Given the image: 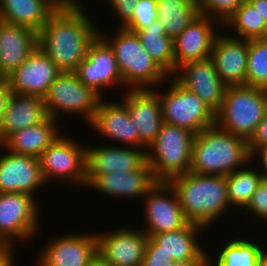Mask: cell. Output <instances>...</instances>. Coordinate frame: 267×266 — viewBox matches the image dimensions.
Listing matches in <instances>:
<instances>
[{"mask_svg":"<svg viewBox=\"0 0 267 266\" xmlns=\"http://www.w3.org/2000/svg\"><path fill=\"white\" fill-rule=\"evenodd\" d=\"M80 2L60 0V7L38 33V47L61 72H74L99 34Z\"/></svg>","mask_w":267,"mask_h":266,"instance_id":"6da1fadb","label":"cell"},{"mask_svg":"<svg viewBox=\"0 0 267 266\" xmlns=\"http://www.w3.org/2000/svg\"><path fill=\"white\" fill-rule=\"evenodd\" d=\"M169 183L190 223L208 228L230 207L226 176L187 172L172 178Z\"/></svg>","mask_w":267,"mask_h":266,"instance_id":"7a4b0ae2","label":"cell"},{"mask_svg":"<svg viewBox=\"0 0 267 266\" xmlns=\"http://www.w3.org/2000/svg\"><path fill=\"white\" fill-rule=\"evenodd\" d=\"M250 161L248 141L215 124L194 136L189 172L227 176Z\"/></svg>","mask_w":267,"mask_h":266,"instance_id":"3957f363","label":"cell"},{"mask_svg":"<svg viewBox=\"0 0 267 266\" xmlns=\"http://www.w3.org/2000/svg\"><path fill=\"white\" fill-rule=\"evenodd\" d=\"M113 36H106L99 30V35L114 51L117 66L128 90L153 89L169 76L152 59L141 45L136 32L119 27ZM155 85V86H154Z\"/></svg>","mask_w":267,"mask_h":266,"instance_id":"277c9868","label":"cell"},{"mask_svg":"<svg viewBox=\"0 0 267 266\" xmlns=\"http://www.w3.org/2000/svg\"><path fill=\"white\" fill-rule=\"evenodd\" d=\"M267 112V90L249 85L227 86L215 124L247 141Z\"/></svg>","mask_w":267,"mask_h":266,"instance_id":"5b68a950","label":"cell"},{"mask_svg":"<svg viewBox=\"0 0 267 266\" xmlns=\"http://www.w3.org/2000/svg\"><path fill=\"white\" fill-rule=\"evenodd\" d=\"M194 136L185 128L163 123L146 151V161L156 181L169 182L189 172Z\"/></svg>","mask_w":267,"mask_h":266,"instance_id":"8992f818","label":"cell"},{"mask_svg":"<svg viewBox=\"0 0 267 266\" xmlns=\"http://www.w3.org/2000/svg\"><path fill=\"white\" fill-rule=\"evenodd\" d=\"M164 93L153 89L160 98L163 121L198 134L215 125V112L196 94L186 90L173 77Z\"/></svg>","mask_w":267,"mask_h":266,"instance_id":"52a82bcc","label":"cell"},{"mask_svg":"<svg viewBox=\"0 0 267 266\" xmlns=\"http://www.w3.org/2000/svg\"><path fill=\"white\" fill-rule=\"evenodd\" d=\"M43 99L48 116L54 120H58L60 113H68L83 115L82 118L90 123L101 97L85 86L73 72H61Z\"/></svg>","mask_w":267,"mask_h":266,"instance_id":"ba28073f","label":"cell"},{"mask_svg":"<svg viewBox=\"0 0 267 266\" xmlns=\"http://www.w3.org/2000/svg\"><path fill=\"white\" fill-rule=\"evenodd\" d=\"M38 159L45 182L55 178L86 187V146L74 139L59 135Z\"/></svg>","mask_w":267,"mask_h":266,"instance_id":"9c48e42d","label":"cell"},{"mask_svg":"<svg viewBox=\"0 0 267 266\" xmlns=\"http://www.w3.org/2000/svg\"><path fill=\"white\" fill-rule=\"evenodd\" d=\"M39 206L25 193H0V239L14 248V240L24 241L39 229ZM15 238V239H14Z\"/></svg>","mask_w":267,"mask_h":266,"instance_id":"30bf717a","label":"cell"},{"mask_svg":"<svg viewBox=\"0 0 267 266\" xmlns=\"http://www.w3.org/2000/svg\"><path fill=\"white\" fill-rule=\"evenodd\" d=\"M144 198L146 218L144 220L147 226L143 231L149 237L153 234L178 230L188 223L178 195L169 182L157 181Z\"/></svg>","mask_w":267,"mask_h":266,"instance_id":"8fae6325","label":"cell"},{"mask_svg":"<svg viewBox=\"0 0 267 266\" xmlns=\"http://www.w3.org/2000/svg\"><path fill=\"white\" fill-rule=\"evenodd\" d=\"M87 87H90L101 98L105 87L123 85V78L119 72L113 49L98 34L90 43L86 58L73 72Z\"/></svg>","mask_w":267,"mask_h":266,"instance_id":"7c38bea8","label":"cell"},{"mask_svg":"<svg viewBox=\"0 0 267 266\" xmlns=\"http://www.w3.org/2000/svg\"><path fill=\"white\" fill-rule=\"evenodd\" d=\"M71 233L51 239L37 266H89L98 256L97 233Z\"/></svg>","mask_w":267,"mask_h":266,"instance_id":"4fadbf2b","label":"cell"},{"mask_svg":"<svg viewBox=\"0 0 267 266\" xmlns=\"http://www.w3.org/2000/svg\"><path fill=\"white\" fill-rule=\"evenodd\" d=\"M98 256L111 266H141L149 236L125 226L112 232L98 233Z\"/></svg>","mask_w":267,"mask_h":266,"instance_id":"5bb4252c","label":"cell"},{"mask_svg":"<svg viewBox=\"0 0 267 266\" xmlns=\"http://www.w3.org/2000/svg\"><path fill=\"white\" fill-rule=\"evenodd\" d=\"M173 78L215 113L221 108L227 86L218 76L211 57L184 63L177 68Z\"/></svg>","mask_w":267,"mask_h":266,"instance_id":"9a60e30c","label":"cell"},{"mask_svg":"<svg viewBox=\"0 0 267 266\" xmlns=\"http://www.w3.org/2000/svg\"><path fill=\"white\" fill-rule=\"evenodd\" d=\"M60 73L55 63L37 47L6 80L12 93L44 98Z\"/></svg>","mask_w":267,"mask_h":266,"instance_id":"2e32d148","label":"cell"},{"mask_svg":"<svg viewBox=\"0 0 267 266\" xmlns=\"http://www.w3.org/2000/svg\"><path fill=\"white\" fill-rule=\"evenodd\" d=\"M123 104L139 133V148L147 147L156 139L164 123L160 98L153 89L127 90Z\"/></svg>","mask_w":267,"mask_h":266,"instance_id":"e0dca14e","label":"cell"},{"mask_svg":"<svg viewBox=\"0 0 267 266\" xmlns=\"http://www.w3.org/2000/svg\"><path fill=\"white\" fill-rule=\"evenodd\" d=\"M210 57L226 86L246 85L248 40L219 32Z\"/></svg>","mask_w":267,"mask_h":266,"instance_id":"ac0fdd59","label":"cell"},{"mask_svg":"<svg viewBox=\"0 0 267 266\" xmlns=\"http://www.w3.org/2000/svg\"><path fill=\"white\" fill-rule=\"evenodd\" d=\"M7 152L0 157V193L18 192L35 197L36 190L46 185L39 159Z\"/></svg>","mask_w":267,"mask_h":266,"instance_id":"d6986e66","label":"cell"},{"mask_svg":"<svg viewBox=\"0 0 267 266\" xmlns=\"http://www.w3.org/2000/svg\"><path fill=\"white\" fill-rule=\"evenodd\" d=\"M86 145V186L99 174L132 171L146 161V151L136 147Z\"/></svg>","mask_w":267,"mask_h":266,"instance_id":"ffe728a7","label":"cell"},{"mask_svg":"<svg viewBox=\"0 0 267 266\" xmlns=\"http://www.w3.org/2000/svg\"><path fill=\"white\" fill-rule=\"evenodd\" d=\"M215 23L219 24L199 15L173 39L175 72L184 63L211 56L214 39L219 33L212 26Z\"/></svg>","mask_w":267,"mask_h":266,"instance_id":"44dd1931","label":"cell"},{"mask_svg":"<svg viewBox=\"0 0 267 266\" xmlns=\"http://www.w3.org/2000/svg\"><path fill=\"white\" fill-rule=\"evenodd\" d=\"M37 47V32L0 20V79L16 71Z\"/></svg>","mask_w":267,"mask_h":266,"instance_id":"7402d4cb","label":"cell"},{"mask_svg":"<svg viewBox=\"0 0 267 266\" xmlns=\"http://www.w3.org/2000/svg\"><path fill=\"white\" fill-rule=\"evenodd\" d=\"M96 132L114 141L125 144V147L139 148V133L131 120L127 107L119 102H105L100 99L93 119L88 123Z\"/></svg>","mask_w":267,"mask_h":266,"instance_id":"603a6c76","label":"cell"},{"mask_svg":"<svg viewBox=\"0 0 267 266\" xmlns=\"http://www.w3.org/2000/svg\"><path fill=\"white\" fill-rule=\"evenodd\" d=\"M156 182L148 162L145 161L136 170L99 174L87 187L111 197L134 198L144 197Z\"/></svg>","mask_w":267,"mask_h":266,"instance_id":"cb8c5ba5","label":"cell"},{"mask_svg":"<svg viewBox=\"0 0 267 266\" xmlns=\"http://www.w3.org/2000/svg\"><path fill=\"white\" fill-rule=\"evenodd\" d=\"M48 117L43 97L11 93L0 121V145L13 133Z\"/></svg>","mask_w":267,"mask_h":266,"instance_id":"d4e9b609","label":"cell"},{"mask_svg":"<svg viewBox=\"0 0 267 266\" xmlns=\"http://www.w3.org/2000/svg\"><path fill=\"white\" fill-rule=\"evenodd\" d=\"M60 5V0H0V20L39 33Z\"/></svg>","mask_w":267,"mask_h":266,"instance_id":"484cf974","label":"cell"},{"mask_svg":"<svg viewBox=\"0 0 267 266\" xmlns=\"http://www.w3.org/2000/svg\"><path fill=\"white\" fill-rule=\"evenodd\" d=\"M206 228L188 222L184 227L169 232L153 234L150 238L174 261H207L208 254L198 243L199 233Z\"/></svg>","mask_w":267,"mask_h":266,"instance_id":"4316f807","label":"cell"},{"mask_svg":"<svg viewBox=\"0 0 267 266\" xmlns=\"http://www.w3.org/2000/svg\"><path fill=\"white\" fill-rule=\"evenodd\" d=\"M55 123L57 120L48 117L42 123L13 133L0 146L6 151L38 158L61 133Z\"/></svg>","mask_w":267,"mask_h":266,"instance_id":"83f0119b","label":"cell"},{"mask_svg":"<svg viewBox=\"0 0 267 266\" xmlns=\"http://www.w3.org/2000/svg\"><path fill=\"white\" fill-rule=\"evenodd\" d=\"M141 45L152 59L169 76L175 74L173 39L166 35L164 26L157 20L152 25L136 32Z\"/></svg>","mask_w":267,"mask_h":266,"instance_id":"f1b7e54d","label":"cell"},{"mask_svg":"<svg viewBox=\"0 0 267 266\" xmlns=\"http://www.w3.org/2000/svg\"><path fill=\"white\" fill-rule=\"evenodd\" d=\"M158 21L168 37H177L197 16V0H156Z\"/></svg>","mask_w":267,"mask_h":266,"instance_id":"f546056e","label":"cell"},{"mask_svg":"<svg viewBox=\"0 0 267 266\" xmlns=\"http://www.w3.org/2000/svg\"><path fill=\"white\" fill-rule=\"evenodd\" d=\"M222 26L236 30L238 36H233L236 38L245 40L267 38V23L248 0H244Z\"/></svg>","mask_w":267,"mask_h":266,"instance_id":"4dcf8cb0","label":"cell"},{"mask_svg":"<svg viewBox=\"0 0 267 266\" xmlns=\"http://www.w3.org/2000/svg\"><path fill=\"white\" fill-rule=\"evenodd\" d=\"M261 250L260 243L237 237L223 246L214 264L210 256L208 261L212 266H258Z\"/></svg>","mask_w":267,"mask_h":266,"instance_id":"1f68e13d","label":"cell"},{"mask_svg":"<svg viewBox=\"0 0 267 266\" xmlns=\"http://www.w3.org/2000/svg\"><path fill=\"white\" fill-rule=\"evenodd\" d=\"M244 167L226 176L229 203L241 209L247 206L262 181L260 170L250 168L251 165Z\"/></svg>","mask_w":267,"mask_h":266,"instance_id":"d6a6232c","label":"cell"},{"mask_svg":"<svg viewBox=\"0 0 267 266\" xmlns=\"http://www.w3.org/2000/svg\"><path fill=\"white\" fill-rule=\"evenodd\" d=\"M246 85L267 90V38L248 40Z\"/></svg>","mask_w":267,"mask_h":266,"instance_id":"836d02e7","label":"cell"},{"mask_svg":"<svg viewBox=\"0 0 267 266\" xmlns=\"http://www.w3.org/2000/svg\"><path fill=\"white\" fill-rule=\"evenodd\" d=\"M244 0H197L199 14L215 19L219 24L225 22L240 7Z\"/></svg>","mask_w":267,"mask_h":266,"instance_id":"e575fe53","label":"cell"},{"mask_svg":"<svg viewBox=\"0 0 267 266\" xmlns=\"http://www.w3.org/2000/svg\"><path fill=\"white\" fill-rule=\"evenodd\" d=\"M156 7V0H138L132 18L123 27L133 32L149 27L158 19Z\"/></svg>","mask_w":267,"mask_h":266,"instance_id":"d590c367","label":"cell"},{"mask_svg":"<svg viewBox=\"0 0 267 266\" xmlns=\"http://www.w3.org/2000/svg\"><path fill=\"white\" fill-rule=\"evenodd\" d=\"M245 209L244 214L248 215L251 212L252 215L267 222V180L262 179Z\"/></svg>","mask_w":267,"mask_h":266,"instance_id":"8d00e7d4","label":"cell"},{"mask_svg":"<svg viewBox=\"0 0 267 266\" xmlns=\"http://www.w3.org/2000/svg\"><path fill=\"white\" fill-rule=\"evenodd\" d=\"M173 261V257L160 251L159 246L149 237L141 266H170Z\"/></svg>","mask_w":267,"mask_h":266,"instance_id":"74e56055","label":"cell"},{"mask_svg":"<svg viewBox=\"0 0 267 266\" xmlns=\"http://www.w3.org/2000/svg\"><path fill=\"white\" fill-rule=\"evenodd\" d=\"M138 0H108L112 10L120 17L121 24L123 27L131 18L134 13V7Z\"/></svg>","mask_w":267,"mask_h":266,"instance_id":"f35d334b","label":"cell"},{"mask_svg":"<svg viewBox=\"0 0 267 266\" xmlns=\"http://www.w3.org/2000/svg\"><path fill=\"white\" fill-rule=\"evenodd\" d=\"M262 146H267V112L262 121L258 124L254 135L248 141L250 155Z\"/></svg>","mask_w":267,"mask_h":266,"instance_id":"ab89813d","label":"cell"},{"mask_svg":"<svg viewBox=\"0 0 267 266\" xmlns=\"http://www.w3.org/2000/svg\"><path fill=\"white\" fill-rule=\"evenodd\" d=\"M11 90L6 79H0V121L2 114L4 113L7 105V101L10 97Z\"/></svg>","mask_w":267,"mask_h":266,"instance_id":"60d3db41","label":"cell"},{"mask_svg":"<svg viewBox=\"0 0 267 266\" xmlns=\"http://www.w3.org/2000/svg\"><path fill=\"white\" fill-rule=\"evenodd\" d=\"M260 155V163H261V168L263 170H261V177L264 180H267V146H262L260 148H258L256 151H254L251 154V161L254 160V158H256V155Z\"/></svg>","mask_w":267,"mask_h":266,"instance_id":"b9f144b4","label":"cell"},{"mask_svg":"<svg viewBox=\"0 0 267 266\" xmlns=\"http://www.w3.org/2000/svg\"><path fill=\"white\" fill-rule=\"evenodd\" d=\"M13 248L10 246H6L0 252V266H15L14 262V253Z\"/></svg>","mask_w":267,"mask_h":266,"instance_id":"7bdbcfd3","label":"cell"},{"mask_svg":"<svg viewBox=\"0 0 267 266\" xmlns=\"http://www.w3.org/2000/svg\"><path fill=\"white\" fill-rule=\"evenodd\" d=\"M260 13L261 17H264L267 23V0H248Z\"/></svg>","mask_w":267,"mask_h":266,"instance_id":"ee69618b","label":"cell"},{"mask_svg":"<svg viewBox=\"0 0 267 266\" xmlns=\"http://www.w3.org/2000/svg\"><path fill=\"white\" fill-rule=\"evenodd\" d=\"M206 261H173L170 266H201Z\"/></svg>","mask_w":267,"mask_h":266,"instance_id":"f6af8a7d","label":"cell"},{"mask_svg":"<svg viewBox=\"0 0 267 266\" xmlns=\"http://www.w3.org/2000/svg\"><path fill=\"white\" fill-rule=\"evenodd\" d=\"M267 249L262 247L260 256H259V261H258V266H267Z\"/></svg>","mask_w":267,"mask_h":266,"instance_id":"bcb514c9","label":"cell"},{"mask_svg":"<svg viewBox=\"0 0 267 266\" xmlns=\"http://www.w3.org/2000/svg\"><path fill=\"white\" fill-rule=\"evenodd\" d=\"M89 266H111L105 263L99 256H97Z\"/></svg>","mask_w":267,"mask_h":266,"instance_id":"7dc6e473","label":"cell"},{"mask_svg":"<svg viewBox=\"0 0 267 266\" xmlns=\"http://www.w3.org/2000/svg\"><path fill=\"white\" fill-rule=\"evenodd\" d=\"M6 247V245L0 239V252Z\"/></svg>","mask_w":267,"mask_h":266,"instance_id":"c3c4849f","label":"cell"},{"mask_svg":"<svg viewBox=\"0 0 267 266\" xmlns=\"http://www.w3.org/2000/svg\"><path fill=\"white\" fill-rule=\"evenodd\" d=\"M201 266H212L211 263L207 260L203 265Z\"/></svg>","mask_w":267,"mask_h":266,"instance_id":"681fc988","label":"cell"}]
</instances>
